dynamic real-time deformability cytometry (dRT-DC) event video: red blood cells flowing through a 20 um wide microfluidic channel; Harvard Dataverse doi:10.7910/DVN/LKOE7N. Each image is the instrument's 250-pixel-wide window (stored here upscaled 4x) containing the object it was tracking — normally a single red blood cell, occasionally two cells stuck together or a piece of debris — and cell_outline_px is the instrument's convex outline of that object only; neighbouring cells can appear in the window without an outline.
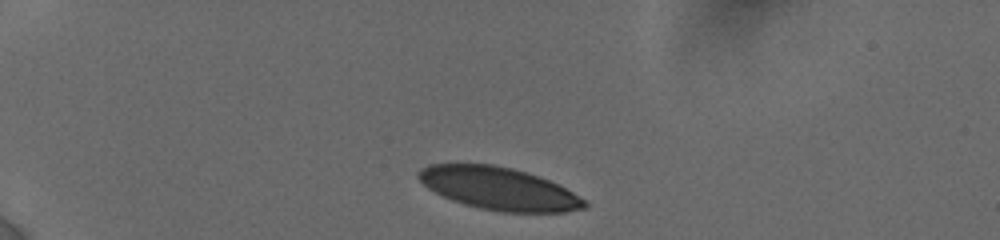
{"species": "human", "species_latin": "Homo sapiens", "temperature_condition": "cold", "stored_images_in_passage": 45, "camera_frame_rate_fps": 3000, "um_per_image_px": 0.085, "donor": {"sex": "female"}, "frame": {"image": 1, "passage_image": 1, "time_ms": 0.0, "image_size_px": [1000, 240], "cell_outline_px": [[588, 208], [564, 212], [500, 212], [480, 208], [464, 204], [452, 200], [428, 188], [416, 176], [416, 172], [420, 168], [428, 164], [492, 164], [512, 168], [548, 180], [588, 200]], "centroid_in_image_um": [42.4, 16.03], "position_along_channel_um": 42.6, "area_um2": 41.04}}
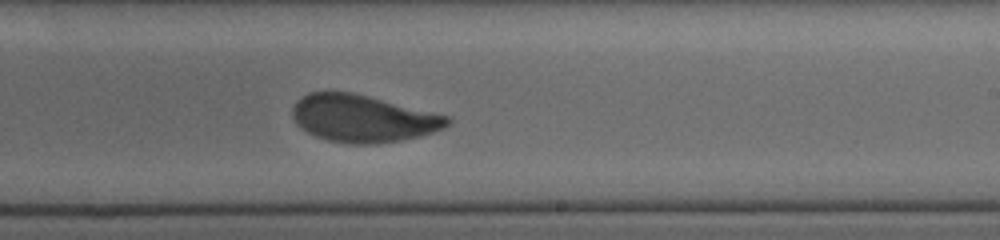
{"frame": {"image": 2, "passage_image": 24, "time_ms": 7.333, "image_size_px": [1000, 240], "cell_outline_px": [[452, 124], [444, 128], [420, 136], [400, 140], [376, 144], [348, 144], [328, 140], [316, 136], [300, 128], [296, 124], [292, 116], [292, 108], [296, 100], [308, 92], [352, 92], [448, 116], [452, 120]], "centroid_in_image_um": [30.82, 10.07], "position_along_channel_um": 258.2, "area_um2": 42.6}}
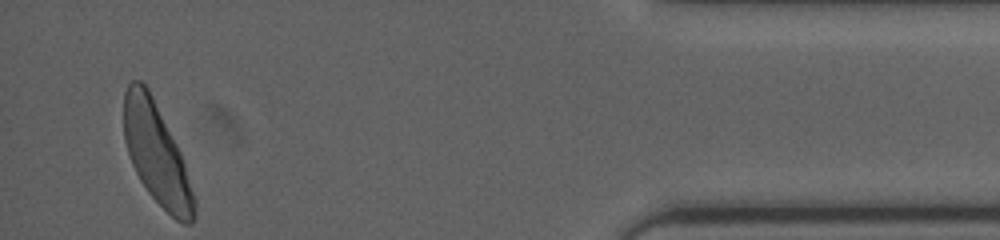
{"frame": {"image": 3, "passage_image": 42, "time_ms": 13.0, "image_size_px": [1000, 240], "cell_outline_px": [[196, 216], [192, 224], [184, 224], [176, 220], [148, 192], [140, 180], [132, 164], [124, 140], [124, 92], [128, 84], [132, 80], [140, 80], [148, 88], [180, 152], [196, 200]], "centroid_in_image_um": [13.31, 13.11], "position_along_channel_um": 421.9, "area_um2": 40.81}, "authors_computed_cell_mechanics": {"area_um2": 42.5986, "velocity_mm_per_s": 3.8113, "shape_relaxation_time_tau1_ms": 5.2553, "shape_relaxation_time_tau2_ms": 1.078, "deformation_change_tau1": 0.1746, "deformation_change_tau2": 0.0606}}